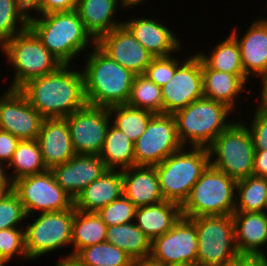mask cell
<instances>
[{"label":"cell","mask_w":267,"mask_h":266,"mask_svg":"<svg viewBox=\"0 0 267 266\" xmlns=\"http://www.w3.org/2000/svg\"><path fill=\"white\" fill-rule=\"evenodd\" d=\"M232 217L240 255H265L261 247L267 244V212H234Z\"/></svg>","instance_id":"obj_24"},{"label":"cell","mask_w":267,"mask_h":266,"mask_svg":"<svg viewBox=\"0 0 267 266\" xmlns=\"http://www.w3.org/2000/svg\"><path fill=\"white\" fill-rule=\"evenodd\" d=\"M230 266H267V255H239Z\"/></svg>","instance_id":"obj_46"},{"label":"cell","mask_w":267,"mask_h":266,"mask_svg":"<svg viewBox=\"0 0 267 266\" xmlns=\"http://www.w3.org/2000/svg\"><path fill=\"white\" fill-rule=\"evenodd\" d=\"M188 150L183 147L155 165L164 200L180 206L188 199L192 187L210 165L208 148L190 147Z\"/></svg>","instance_id":"obj_5"},{"label":"cell","mask_w":267,"mask_h":266,"mask_svg":"<svg viewBox=\"0 0 267 266\" xmlns=\"http://www.w3.org/2000/svg\"><path fill=\"white\" fill-rule=\"evenodd\" d=\"M13 192L23 204L27 218L34 212L74 209V199L57 184L51 170L13 181Z\"/></svg>","instance_id":"obj_11"},{"label":"cell","mask_w":267,"mask_h":266,"mask_svg":"<svg viewBox=\"0 0 267 266\" xmlns=\"http://www.w3.org/2000/svg\"><path fill=\"white\" fill-rule=\"evenodd\" d=\"M56 266H83L76 258L75 256H69V257H60L58 262L56 263Z\"/></svg>","instance_id":"obj_50"},{"label":"cell","mask_w":267,"mask_h":266,"mask_svg":"<svg viewBox=\"0 0 267 266\" xmlns=\"http://www.w3.org/2000/svg\"><path fill=\"white\" fill-rule=\"evenodd\" d=\"M109 108L110 117L114 118L111 124L122 131L134 143L145 132L153 112L123 105H114Z\"/></svg>","instance_id":"obj_34"},{"label":"cell","mask_w":267,"mask_h":266,"mask_svg":"<svg viewBox=\"0 0 267 266\" xmlns=\"http://www.w3.org/2000/svg\"><path fill=\"white\" fill-rule=\"evenodd\" d=\"M137 207L124 195L101 208L97 213L109 226L134 222Z\"/></svg>","instance_id":"obj_38"},{"label":"cell","mask_w":267,"mask_h":266,"mask_svg":"<svg viewBox=\"0 0 267 266\" xmlns=\"http://www.w3.org/2000/svg\"><path fill=\"white\" fill-rule=\"evenodd\" d=\"M3 43L0 41V50L2 51Z\"/></svg>","instance_id":"obj_55"},{"label":"cell","mask_w":267,"mask_h":266,"mask_svg":"<svg viewBox=\"0 0 267 266\" xmlns=\"http://www.w3.org/2000/svg\"><path fill=\"white\" fill-rule=\"evenodd\" d=\"M0 162V197L7 195L13 191V181L6 173V167Z\"/></svg>","instance_id":"obj_47"},{"label":"cell","mask_w":267,"mask_h":266,"mask_svg":"<svg viewBox=\"0 0 267 266\" xmlns=\"http://www.w3.org/2000/svg\"><path fill=\"white\" fill-rule=\"evenodd\" d=\"M96 46L135 75L144 74L153 58L124 24L100 36L96 40Z\"/></svg>","instance_id":"obj_17"},{"label":"cell","mask_w":267,"mask_h":266,"mask_svg":"<svg viewBox=\"0 0 267 266\" xmlns=\"http://www.w3.org/2000/svg\"><path fill=\"white\" fill-rule=\"evenodd\" d=\"M38 17L32 15L28 27L62 65H70L90 43L96 45L76 10L38 14Z\"/></svg>","instance_id":"obj_3"},{"label":"cell","mask_w":267,"mask_h":266,"mask_svg":"<svg viewBox=\"0 0 267 266\" xmlns=\"http://www.w3.org/2000/svg\"><path fill=\"white\" fill-rule=\"evenodd\" d=\"M6 167L9 170L13 168L12 175L10 174L12 181L48 170L36 139L20 140L11 161Z\"/></svg>","instance_id":"obj_32"},{"label":"cell","mask_w":267,"mask_h":266,"mask_svg":"<svg viewBox=\"0 0 267 266\" xmlns=\"http://www.w3.org/2000/svg\"><path fill=\"white\" fill-rule=\"evenodd\" d=\"M123 195L137 208L164 201L155 166L122 170Z\"/></svg>","instance_id":"obj_22"},{"label":"cell","mask_w":267,"mask_h":266,"mask_svg":"<svg viewBox=\"0 0 267 266\" xmlns=\"http://www.w3.org/2000/svg\"><path fill=\"white\" fill-rule=\"evenodd\" d=\"M262 80V90L260 93V104H258V108L263 112L267 113V77L260 79Z\"/></svg>","instance_id":"obj_49"},{"label":"cell","mask_w":267,"mask_h":266,"mask_svg":"<svg viewBox=\"0 0 267 266\" xmlns=\"http://www.w3.org/2000/svg\"><path fill=\"white\" fill-rule=\"evenodd\" d=\"M107 225L97 212L74 209L72 228V252L66 257L75 256L81 249L106 241Z\"/></svg>","instance_id":"obj_28"},{"label":"cell","mask_w":267,"mask_h":266,"mask_svg":"<svg viewBox=\"0 0 267 266\" xmlns=\"http://www.w3.org/2000/svg\"><path fill=\"white\" fill-rule=\"evenodd\" d=\"M146 0H120V5L123 7V9H129L132 6H137V4L144 3Z\"/></svg>","instance_id":"obj_52"},{"label":"cell","mask_w":267,"mask_h":266,"mask_svg":"<svg viewBox=\"0 0 267 266\" xmlns=\"http://www.w3.org/2000/svg\"><path fill=\"white\" fill-rule=\"evenodd\" d=\"M197 243L195 224L181 216L168 232L152 240L150 257L166 266L197 265Z\"/></svg>","instance_id":"obj_14"},{"label":"cell","mask_w":267,"mask_h":266,"mask_svg":"<svg viewBox=\"0 0 267 266\" xmlns=\"http://www.w3.org/2000/svg\"><path fill=\"white\" fill-rule=\"evenodd\" d=\"M183 147L174 115L155 114L134 143L135 166L158 165Z\"/></svg>","instance_id":"obj_12"},{"label":"cell","mask_w":267,"mask_h":266,"mask_svg":"<svg viewBox=\"0 0 267 266\" xmlns=\"http://www.w3.org/2000/svg\"><path fill=\"white\" fill-rule=\"evenodd\" d=\"M118 3L120 4V0L78 1L76 11L85 29L95 40L123 24V20H114L117 7L121 6Z\"/></svg>","instance_id":"obj_25"},{"label":"cell","mask_w":267,"mask_h":266,"mask_svg":"<svg viewBox=\"0 0 267 266\" xmlns=\"http://www.w3.org/2000/svg\"><path fill=\"white\" fill-rule=\"evenodd\" d=\"M19 9L25 14L26 17L31 18V14H29L32 10L36 13L41 9L42 0H16ZM31 10V11H30ZM29 13H28V12Z\"/></svg>","instance_id":"obj_48"},{"label":"cell","mask_w":267,"mask_h":266,"mask_svg":"<svg viewBox=\"0 0 267 266\" xmlns=\"http://www.w3.org/2000/svg\"><path fill=\"white\" fill-rule=\"evenodd\" d=\"M198 237L197 266H230L240 255L232 215L189 218Z\"/></svg>","instance_id":"obj_9"},{"label":"cell","mask_w":267,"mask_h":266,"mask_svg":"<svg viewBox=\"0 0 267 266\" xmlns=\"http://www.w3.org/2000/svg\"><path fill=\"white\" fill-rule=\"evenodd\" d=\"M107 169L125 170L135 166L134 142L122 131L110 124L99 154Z\"/></svg>","instance_id":"obj_31"},{"label":"cell","mask_w":267,"mask_h":266,"mask_svg":"<svg viewBox=\"0 0 267 266\" xmlns=\"http://www.w3.org/2000/svg\"><path fill=\"white\" fill-rule=\"evenodd\" d=\"M36 140L48 170L67 162L76 155L65 118L44 119Z\"/></svg>","instance_id":"obj_20"},{"label":"cell","mask_w":267,"mask_h":266,"mask_svg":"<svg viewBox=\"0 0 267 266\" xmlns=\"http://www.w3.org/2000/svg\"><path fill=\"white\" fill-rule=\"evenodd\" d=\"M65 119L74 152L99 156L111 123L109 108L86 104Z\"/></svg>","instance_id":"obj_13"},{"label":"cell","mask_w":267,"mask_h":266,"mask_svg":"<svg viewBox=\"0 0 267 266\" xmlns=\"http://www.w3.org/2000/svg\"><path fill=\"white\" fill-rule=\"evenodd\" d=\"M27 218L23 204L19 197L12 191L0 197V230L20 228L21 222Z\"/></svg>","instance_id":"obj_39"},{"label":"cell","mask_w":267,"mask_h":266,"mask_svg":"<svg viewBox=\"0 0 267 266\" xmlns=\"http://www.w3.org/2000/svg\"><path fill=\"white\" fill-rule=\"evenodd\" d=\"M245 124L237 119L208 147L210 165L236 181L253 174L255 150L248 124Z\"/></svg>","instance_id":"obj_8"},{"label":"cell","mask_w":267,"mask_h":266,"mask_svg":"<svg viewBox=\"0 0 267 266\" xmlns=\"http://www.w3.org/2000/svg\"><path fill=\"white\" fill-rule=\"evenodd\" d=\"M267 178L249 176L236 182L234 212H267Z\"/></svg>","instance_id":"obj_33"},{"label":"cell","mask_w":267,"mask_h":266,"mask_svg":"<svg viewBox=\"0 0 267 266\" xmlns=\"http://www.w3.org/2000/svg\"><path fill=\"white\" fill-rule=\"evenodd\" d=\"M28 24L29 18L19 9L16 0H0V41L2 43L27 29Z\"/></svg>","instance_id":"obj_37"},{"label":"cell","mask_w":267,"mask_h":266,"mask_svg":"<svg viewBox=\"0 0 267 266\" xmlns=\"http://www.w3.org/2000/svg\"><path fill=\"white\" fill-rule=\"evenodd\" d=\"M123 196L122 171L108 169L84 188L74 199V209L98 212Z\"/></svg>","instance_id":"obj_23"},{"label":"cell","mask_w":267,"mask_h":266,"mask_svg":"<svg viewBox=\"0 0 267 266\" xmlns=\"http://www.w3.org/2000/svg\"><path fill=\"white\" fill-rule=\"evenodd\" d=\"M126 105L148 110L154 114H163L161 87L149 80L144 74L135 75Z\"/></svg>","instance_id":"obj_36"},{"label":"cell","mask_w":267,"mask_h":266,"mask_svg":"<svg viewBox=\"0 0 267 266\" xmlns=\"http://www.w3.org/2000/svg\"><path fill=\"white\" fill-rule=\"evenodd\" d=\"M27 223L25 247L28 260L54 252L65 246H72V228L74 209L60 212H47Z\"/></svg>","instance_id":"obj_10"},{"label":"cell","mask_w":267,"mask_h":266,"mask_svg":"<svg viewBox=\"0 0 267 266\" xmlns=\"http://www.w3.org/2000/svg\"><path fill=\"white\" fill-rule=\"evenodd\" d=\"M17 254V255H16ZM0 255L5 261L10 262L16 255L28 259L25 247V230L9 228L0 230Z\"/></svg>","instance_id":"obj_40"},{"label":"cell","mask_w":267,"mask_h":266,"mask_svg":"<svg viewBox=\"0 0 267 266\" xmlns=\"http://www.w3.org/2000/svg\"><path fill=\"white\" fill-rule=\"evenodd\" d=\"M161 92L163 114L170 115L204 97L201 59L196 54L188 56L171 80L161 87Z\"/></svg>","instance_id":"obj_15"},{"label":"cell","mask_w":267,"mask_h":266,"mask_svg":"<svg viewBox=\"0 0 267 266\" xmlns=\"http://www.w3.org/2000/svg\"><path fill=\"white\" fill-rule=\"evenodd\" d=\"M181 63L183 62H179V60L172 55L153 57L144 75L156 85L162 87L171 80L175 70Z\"/></svg>","instance_id":"obj_41"},{"label":"cell","mask_w":267,"mask_h":266,"mask_svg":"<svg viewBox=\"0 0 267 266\" xmlns=\"http://www.w3.org/2000/svg\"><path fill=\"white\" fill-rule=\"evenodd\" d=\"M106 170L100 156L80 154L51 169L57 184L73 199Z\"/></svg>","instance_id":"obj_18"},{"label":"cell","mask_w":267,"mask_h":266,"mask_svg":"<svg viewBox=\"0 0 267 266\" xmlns=\"http://www.w3.org/2000/svg\"><path fill=\"white\" fill-rule=\"evenodd\" d=\"M5 92V93H4ZM0 97V130L20 140H35L45 119L19 89H6Z\"/></svg>","instance_id":"obj_16"},{"label":"cell","mask_w":267,"mask_h":266,"mask_svg":"<svg viewBox=\"0 0 267 266\" xmlns=\"http://www.w3.org/2000/svg\"><path fill=\"white\" fill-rule=\"evenodd\" d=\"M130 19L123 24L153 57L170 56L181 50V39L160 20L148 17Z\"/></svg>","instance_id":"obj_21"},{"label":"cell","mask_w":267,"mask_h":266,"mask_svg":"<svg viewBox=\"0 0 267 266\" xmlns=\"http://www.w3.org/2000/svg\"><path fill=\"white\" fill-rule=\"evenodd\" d=\"M199 52L196 55L208 68L229 74H236L245 83H249V78L245 75L242 66L239 45L231 34L225 40L219 42L212 49L210 55L209 53L205 54L203 51Z\"/></svg>","instance_id":"obj_30"},{"label":"cell","mask_w":267,"mask_h":266,"mask_svg":"<svg viewBox=\"0 0 267 266\" xmlns=\"http://www.w3.org/2000/svg\"><path fill=\"white\" fill-rule=\"evenodd\" d=\"M2 52L15 71L9 89H20L29 80L52 73L62 65L29 27L6 40Z\"/></svg>","instance_id":"obj_6"},{"label":"cell","mask_w":267,"mask_h":266,"mask_svg":"<svg viewBox=\"0 0 267 266\" xmlns=\"http://www.w3.org/2000/svg\"><path fill=\"white\" fill-rule=\"evenodd\" d=\"M0 263H9L8 261H5L2 256L0 255Z\"/></svg>","instance_id":"obj_54"},{"label":"cell","mask_w":267,"mask_h":266,"mask_svg":"<svg viewBox=\"0 0 267 266\" xmlns=\"http://www.w3.org/2000/svg\"><path fill=\"white\" fill-rule=\"evenodd\" d=\"M252 176L267 178V150H255Z\"/></svg>","instance_id":"obj_45"},{"label":"cell","mask_w":267,"mask_h":266,"mask_svg":"<svg viewBox=\"0 0 267 266\" xmlns=\"http://www.w3.org/2000/svg\"><path fill=\"white\" fill-rule=\"evenodd\" d=\"M170 266H197V265H191V264H179V265H170Z\"/></svg>","instance_id":"obj_53"},{"label":"cell","mask_w":267,"mask_h":266,"mask_svg":"<svg viewBox=\"0 0 267 266\" xmlns=\"http://www.w3.org/2000/svg\"><path fill=\"white\" fill-rule=\"evenodd\" d=\"M236 180L209 165L181 206L185 218L233 215Z\"/></svg>","instance_id":"obj_7"},{"label":"cell","mask_w":267,"mask_h":266,"mask_svg":"<svg viewBox=\"0 0 267 266\" xmlns=\"http://www.w3.org/2000/svg\"><path fill=\"white\" fill-rule=\"evenodd\" d=\"M20 139L7 131L0 130V162L8 165ZM7 163V164H6Z\"/></svg>","instance_id":"obj_43"},{"label":"cell","mask_w":267,"mask_h":266,"mask_svg":"<svg viewBox=\"0 0 267 266\" xmlns=\"http://www.w3.org/2000/svg\"><path fill=\"white\" fill-rule=\"evenodd\" d=\"M237 31L234 27L231 35L239 45L245 75L267 77V22L262 18L254 20L240 39Z\"/></svg>","instance_id":"obj_19"},{"label":"cell","mask_w":267,"mask_h":266,"mask_svg":"<svg viewBox=\"0 0 267 266\" xmlns=\"http://www.w3.org/2000/svg\"><path fill=\"white\" fill-rule=\"evenodd\" d=\"M61 65L56 71L29 80L19 90L29 103L46 118H66L87 103L81 70Z\"/></svg>","instance_id":"obj_1"},{"label":"cell","mask_w":267,"mask_h":266,"mask_svg":"<svg viewBox=\"0 0 267 266\" xmlns=\"http://www.w3.org/2000/svg\"><path fill=\"white\" fill-rule=\"evenodd\" d=\"M181 206L172 201L138 207L134 223L151 240L168 232L181 217Z\"/></svg>","instance_id":"obj_26"},{"label":"cell","mask_w":267,"mask_h":266,"mask_svg":"<svg viewBox=\"0 0 267 266\" xmlns=\"http://www.w3.org/2000/svg\"><path fill=\"white\" fill-rule=\"evenodd\" d=\"M75 258L83 266H132L134 262L127 253L107 241L81 249Z\"/></svg>","instance_id":"obj_35"},{"label":"cell","mask_w":267,"mask_h":266,"mask_svg":"<svg viewBox=\"0 0 267 266\" xmlns=\"http://www.w3.org/2000/svg\"><path fill=\"white\" fill-rule=\"evenodd\" d=\"M106 241L123 250L133 261L151 254L152 240L134 222L107 227Z\"/></svg>","instance_id":"obj_29"},{"label":"cell","mask_w":267,"mask_h":266,"mask_svg":"<svg viewBox=\"0 0 267 266\" xmlns=\"http://www.w3.org/2000/svg\"><path fill=\"white\" fill-rule=\"evenodd\" d=\"M82 66L88 105L111 107L126 104L135 74L110 59L96 45Z\"/></svg>","instance_id":"obj_2"},{"label":"cell","mask_w":267,"mask_h":266,"mask_svg":"<svg viewBox=\"0 0 267 266\" xmlns=\"http://www.w3.org/2000/svg\"><path fill=\"white\" fill-rule=\"evenodd\" d=\"M79 0H42L39 14H49L54 12H68L76 10Z\"/></svg>","instance_id":"obj_44"},{"label":"cell","mask_w":267,"mask_h":266,"mask_svg":"<svg viewBox=\"0 0 267 266\" xmlns=\"http://www.w3.org/2000/svg\"><path fill=\"white\" fill-rule=\"evenodd\" d=\"M6 263H0V266H5Z\"/></svg>","instance_id":"obj_56"},{"label":"cell","mask_w":267,"mask_h":266,"mask_svg":"<svg viewBox=\"0 0 267 266\" xmlns=\"http://www.w3.org/2000/svg\"><path fill=\"white\" fill-rule=\"evenodd\" d=\"M132 266H166L161 262L153 260L151 257L138 259L133 262Z\"/></svg>","instance_id":"obj_51"},{"label":"cell","mask_w":267,"mask_h":266,"mask_svg":"<svg viewBox=\"0 0 267 266\" xmlns=\"http://www.w3.org/2000/svg\"><path fill=\"white\" fill-rule=\"evenodd\" d=\"M252 123L247 126L253 139L254 150H267V113L255 108Z\"/></svg>","instance_id":"obj_42"},{"label":"cell","mask_w":267,"mask_h":266,"mask_svg":"<svg viewBox=\"0 0 267 266\" xmlns=\"http://www.w3.org/2000/svg\"><path fill=\"white\" fill-rule=\"evenodd\" d=\"M202 76L204 97L222 102L234 111L236 98L246 89L245 82L236 74L213 70L203 62Z\"/></svg>","instance_id":"obj_27"},{"label":"cell","mask_w":267,"mask_h":266,"mask_svg":"<svg viewBox=\"0 0 267 266\" xmlns=\"http://www.w3.org/2000/svg\"><path fill=\"white\" fill-rule=\"evenodd\" d=\"M231 112L222 102L205 97L197 99L174 114L180 142L184 147L190 143L187 148H208L234 122L227 119Z\"/></svg>","instance_id":"obj_4"}]
</instances>
